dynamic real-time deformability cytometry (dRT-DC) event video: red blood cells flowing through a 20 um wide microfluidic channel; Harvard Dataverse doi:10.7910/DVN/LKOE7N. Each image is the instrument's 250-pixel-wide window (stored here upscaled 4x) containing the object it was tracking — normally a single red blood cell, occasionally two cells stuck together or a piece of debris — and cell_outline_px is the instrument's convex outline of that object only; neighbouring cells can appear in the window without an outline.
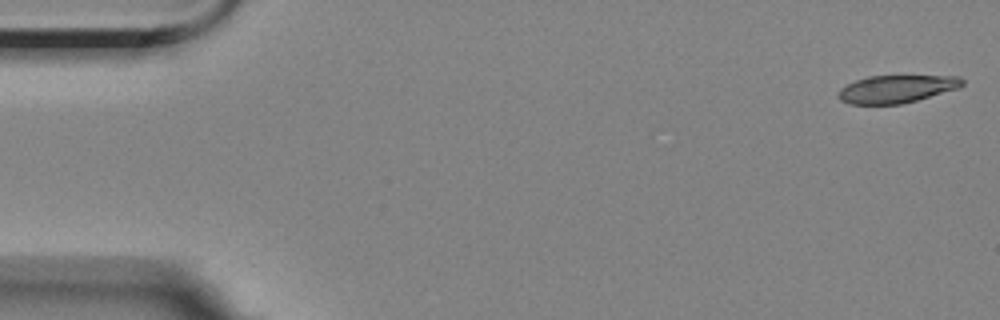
{"species": "Egyptian fruit bat (a non-hibernating species)", "species_latin": "Rousettus aegyptiacus", "temperature_condition": "room temperature", "stored_images_in_passage": 56, "camera_frame_rate_fps": 3000, "um_per_image_px": 0.085, "animal": {"sex": "female"}, "frame": {"image": 1, "passage_image": 1, "time_ms": 0.0, "image_size_px": [1000, 320], "cell_outline_px": [[964, 84], [960, 88], [916, 100], [900, 104], [848, 104], [840, 100], [836, 96], [840, 88], [856, 80], [868, 76], [960, 76], [964, 80]], "centroid_in_image_um": [76.2, 7.56], "position_along_channel_um": 8.8, "area_um2": 20.06}}
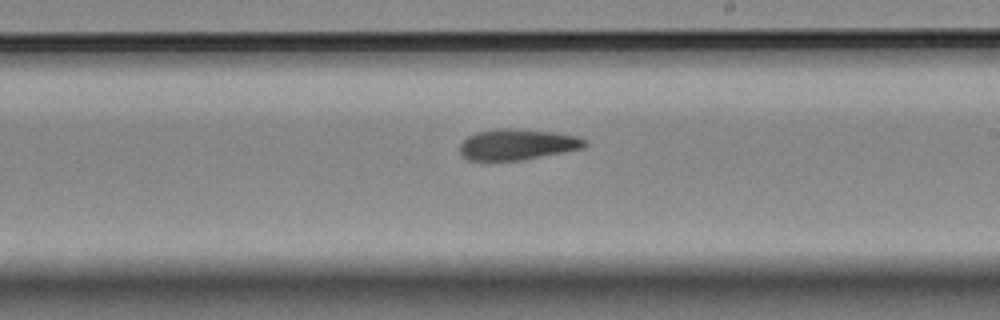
{"frame": {"image": 2, "passage_image": 32, "time_ms": 10.333, "image_size_px": [1000, 320], "cell_outline_px": [[588, 144], [584, 148], [520, 160], [468, 160], [460, 156], [460, 144], [468, 136], [476, 132], [496, 128], [512, 128], [552, 132], [576, 136], [588, 140]], "centroid_in_image_um": [43.95, 12.27], "position_along_channel_um": 245.0, "area_um2": 22.48}}
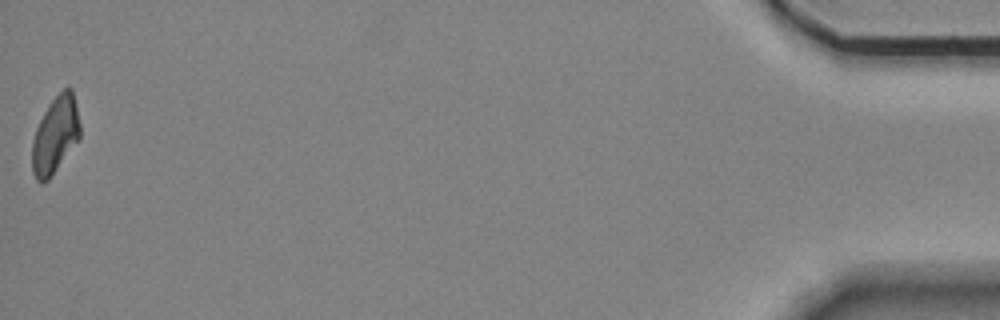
{"frame": {"image": 3, "passage_image": 56, "time_ms": 18.333, "image_size_px": [1000, 320], "cell_outline_px": [[80, 140], [48, 180], [36, 180], [32, 172], [32, 140], [36, 128], [48, 104], [68, 84], [72, 88], [76, 104], [80, 124]], "centroid_in_image_um": [4.72, 11.45], "position_along_channel_um": 430.5, "area_um2": 21.62}, "authors_computed_cell_mechanics": {"area_um2": 22.2819, "velocity_mm_per_s": 3.5111, "shape_relaxation_time_tau1_ms": 9.9709, "shape_relaxation_time_tau2_ms": 7.9946, "deformation_change_tau1": 0.2291, "deformation_change_tau2": 0.1665}}